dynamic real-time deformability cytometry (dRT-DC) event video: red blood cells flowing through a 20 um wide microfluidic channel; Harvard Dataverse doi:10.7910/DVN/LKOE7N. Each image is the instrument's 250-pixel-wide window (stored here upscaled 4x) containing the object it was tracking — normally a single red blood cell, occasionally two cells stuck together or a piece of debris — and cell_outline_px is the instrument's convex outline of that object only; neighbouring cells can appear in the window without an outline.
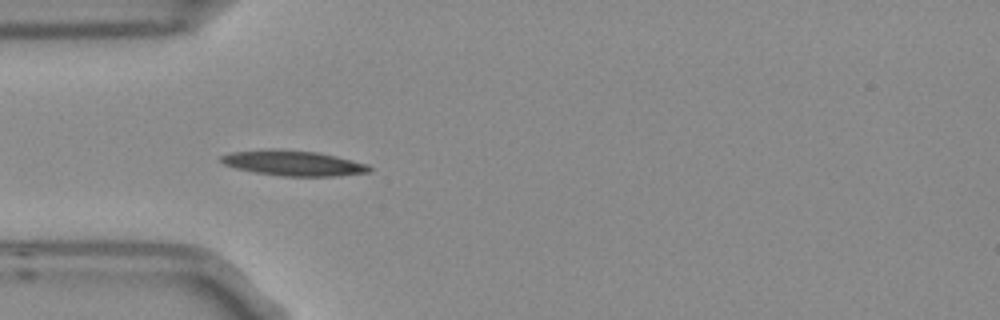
{"species": "Egyptian fruit bat (a non-hibernating species)", "species_latin": "Rousettus aegyptiacus", "temperature_condition": "room temperature", "stored_images_in_passage": 10, "camera_frame_rate_fps": 3000, "um_per_image_px": 0.085, "frame": {"image": 1, "passage_image": 4, "time_ms": 1.0, "image_size_px": [1000, 320], "cell_outline_px": [[372, 168], [368, 172], [336, 176], [284, 176], [256, 172], [236, 168], [224, 164], [220, 160], [220, 156], [232, 152], [264, 148], [272, 148], [316, 152], [336, 156], [368, 164]], "centroid_in_image_um": [24.91, 13.85], "position_along_channel_um": 60.1, "area_um2": 21.79}}
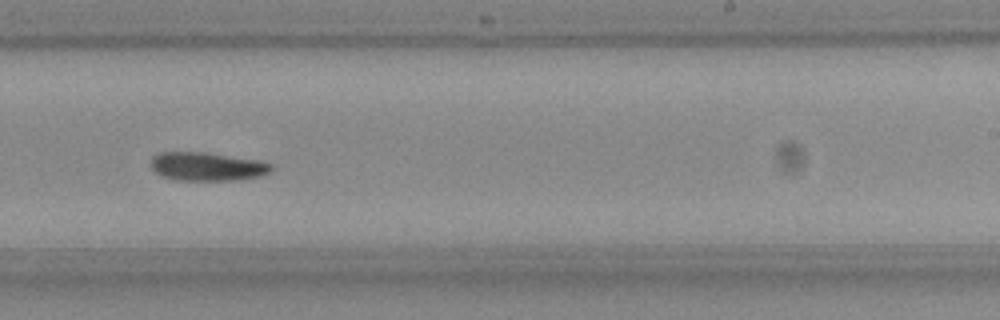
{"frame": {"image": 2, "passage_image": 9, "time_ms": 2.667, "image_size_px": [1000, 320], "cell_outline_px": [[272, 168], [268, 172], [260, 176], [236, 180], [176, 180], [160, 176], [152, 168], [152, 156], [160, 152], [200, 152], [256, 160], [272, 164]], "centroid_in_image_um": [17.56, 14.16], "position_along_channel_um": 271.4, "area_um2": 19.71}}
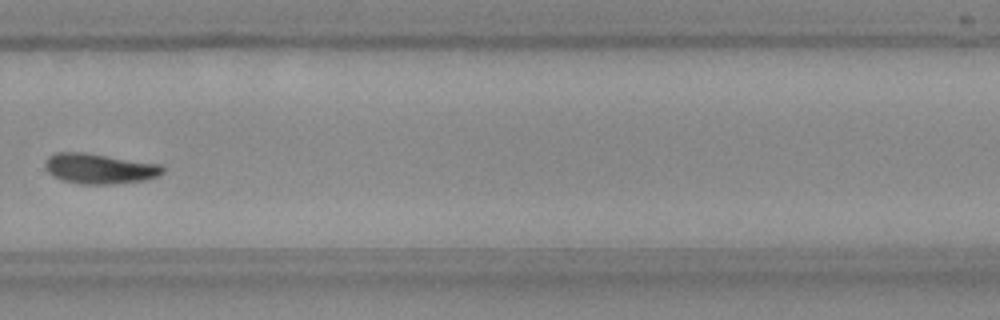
{"frame": {"image": 3, "passage_image": 10, "time_ms": 3.0, "image_size_px": [1000, 320], "cell_outline_px": [[164, 172], [160, 176], [144, 180], [112, 184], [80, 184], [60, 180], [52, 176], [44, 168], [44, 164], [48, 156], [56, 152], [80, 152], [160, 164], [164, 168]], "centroid_in_image_um": [8.42, 14.34], "position_along_channel_um": 321.4, "area_um2": 20.75}}